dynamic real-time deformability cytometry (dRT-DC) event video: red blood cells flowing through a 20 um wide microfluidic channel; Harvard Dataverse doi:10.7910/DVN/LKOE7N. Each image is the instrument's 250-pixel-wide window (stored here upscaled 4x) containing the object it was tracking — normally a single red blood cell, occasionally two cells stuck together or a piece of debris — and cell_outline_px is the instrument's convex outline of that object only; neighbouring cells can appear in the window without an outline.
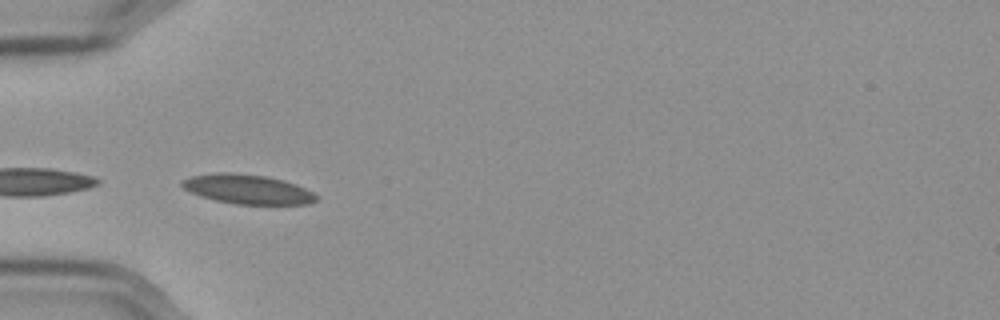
{"species": "Egyptian fruit bat (a non-hibernating species)", "species_latin": "Rousettus aegyptiacus", "temperature_condition": "cold", "stored_images_in_passage": 36, "camera_frame_rate_fps": 3000, "um_per_image_px": 0.085, "frame": {"image": 1, "passage_image": 1, "time_ms": 0.0, "image_size_px": [1000, 320], "cell_outline_px": [[320, 200], [308, 204], [236, 204], [216, 200], [200, 196], [188, 192], [180, 184], [180, 180], [192, 176], [216, 172], [224, 172], [264, 176], [284, 180], [296, 184], [320, 196]], "centroid_in_image_um": [21.05, 16.09], "position_along_channel_um": 64.0, "area_um2": 23.12}, "authors_computed_cell_mechanics": {"area_um2": 20.2011, "velocity_mm_per_s": 3.5276, "shape_relaxation_time_tau1_ms": 9.8372, "shape_relaxation_time_tau2_ms": null, "deformation_change_tau1": 0.1597, "deformation_change_tau2": null}}